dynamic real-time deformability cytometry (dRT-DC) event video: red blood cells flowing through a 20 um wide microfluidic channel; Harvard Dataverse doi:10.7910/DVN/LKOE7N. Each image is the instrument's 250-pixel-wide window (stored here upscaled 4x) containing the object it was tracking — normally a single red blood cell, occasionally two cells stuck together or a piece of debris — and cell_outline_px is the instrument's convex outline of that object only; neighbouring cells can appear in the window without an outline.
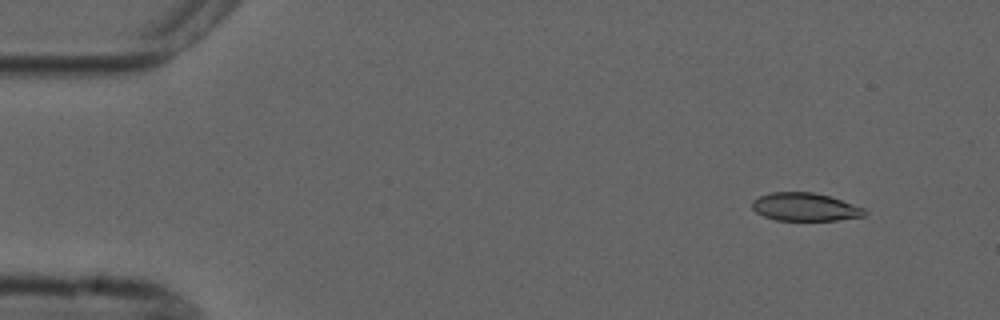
{"species": "common noctule bat (a hibernating species)", "species_latin": "Nyctalus noctula", "temperature_condition": "cold", "stored_images_in_passage": 5, "camera_frame_rate_fps": 3000, "um_per_image_px": 0.085, "animal": {"sex": "male", "forearm_length_mm": 52.5}, "frame": {"image": 1, "passage_image": 2, "time_ms": 1.0, "image_size_px": [1000, 320], "cell_outline_px": [[864, 216], [836, 220], [776, 220], [764, 216], [756, 212], [752, 208], [752, 200], [760, 196], [772, 192], [812, 192], [828, 196], [864, 208]], "centroid_in_image_um": [68.37, 17.59], "position_along_channel_um": 16.6, "area_um2": 18.09}}
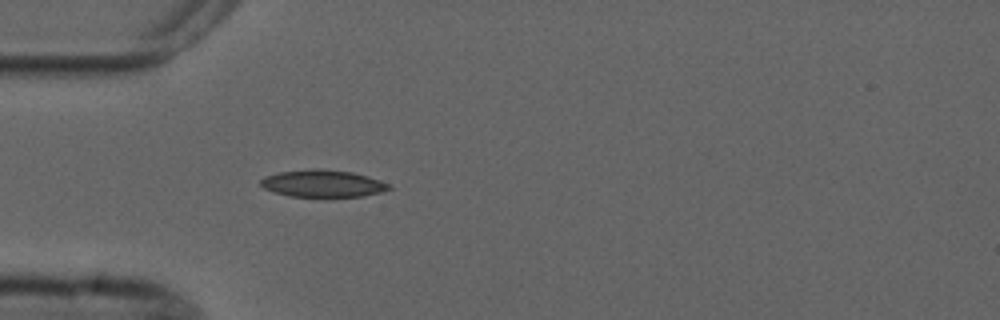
{"frame": {"image": 2, "passage_image": 5, "time_ms": 4.667, "image_size_px": [1000, 320], "cell_outline_px": [[392, 188], [380, 192], [364, 196], [288, 196], [264, 188], [260, 184], [260, 180], [264, 176], [280, 172], [312, 168], [320, 168], [352, 172], [368, 176], [380, 180], [388, 184]], "centroid_in_image_um": [27.43, 15.58], "position_along_channel_um": 57.6, "area_um2": 20.17}}